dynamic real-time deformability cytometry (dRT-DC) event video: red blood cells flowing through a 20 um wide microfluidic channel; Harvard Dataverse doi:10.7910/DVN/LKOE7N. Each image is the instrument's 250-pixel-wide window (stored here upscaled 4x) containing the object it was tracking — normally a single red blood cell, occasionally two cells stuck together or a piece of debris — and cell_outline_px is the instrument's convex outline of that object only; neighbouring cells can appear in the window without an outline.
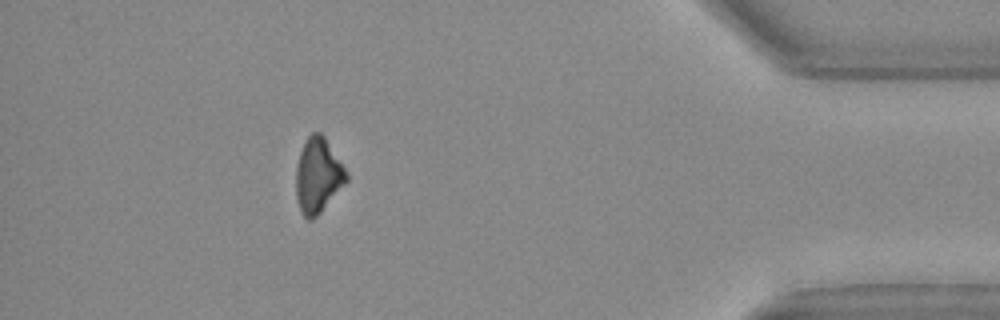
{"species": "Egyptian fruit bat (a non-hibernating species)", "species_latin": "Rousettus aegyptiacus", "temperature_condition": "warm", "stored_images_in_passage": 26, "camera_frame_rate_fps": 3000, "um_per_image_px": 0.085, "animal": {"sex": "female"}, "frame": {"image": 1, "passage_image": 22, "time_ms": 7.0, "image_size_px": [1000, 320], "cell_outline_px": [[348, 180], [320, 212], [312, 220], [308, 220], [300, 212], [296, 196], [296, 168], [300, 152], [308, 136], [312, 132], [320, 132], [324, 136], [344, 168], [348, 176]], "centroid_in_image_um": [27.0, 14.93], "position_along_channel_um": 408.2, "area_um2": 21.62}}